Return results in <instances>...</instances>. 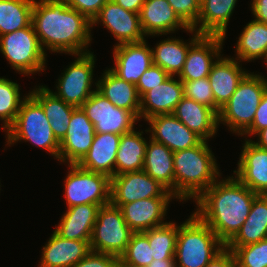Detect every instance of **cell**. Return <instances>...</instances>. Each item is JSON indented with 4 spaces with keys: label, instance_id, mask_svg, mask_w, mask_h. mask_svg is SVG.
<instances>
[{
    "label": "cell",
    "instance_id": "8fae6325",
    "mask_svg": "<svg viewBox=\"0 0 267 267\" xmlns=\"http://www.w3.org/2000/svg\"><path fill=\"white\" fill-rule=\"evenodd\" d=\"M82 110L94 124L95 133H114L122 135L134 130L140 120L133 112L118 108L95 90L82 104Z\"/></svg>",
    "mask_w": 267,
    "mask_h": 267
},
{
    "label": "cell",
    "instance_id": "60d3db41",
    "mask_svg": "<svg viewBox=\"0 0 267 267\" xmlns=\"http://www.w3.org/2000/svg\"><path fill=\"white\" fill-rule=\"evenodd\" d=\"M178 17L189 27L197 25L200 4L197 0H167Z\"/></svg>",
    "mask_w": 267,
    "mask_h": 267
},
{
    "label": "cell",
    "instance_id": "277c9868",
    "mask_svg": "<svg viewBox=\"0 0 267 267\" xmlns=\"http://www.w3.org/2000/svg\"><path fill=\"white\" fill-rule=\"evenodd\" d=\"M225 244L195 213L178 226L174 258L176 267H206Z\"/></svg>",
    "mask_w": 267,
    "mask_h": 267
},
{
    "label": "cell",
    "instance_id": "52a82bcc",
    "mask_svg": "<svg viewBox=\"0 0 267 267\" xmlns=\"http://www.w3.org/2000/svg\"><path fill=\"white\" fill-rule=\"evenodd\" d=\"M134 232L126 224L120 207L111 202L100 207L93 227L90 249L118 258L125 252Z\"/></svg>",
    "mask_w": 267,
    "mask_h": 267
},
{
    "label": "cell",
    "instance_id": "484cf974",
    "mask_svg": "<svg viewBox=\"0 0 267 267\" xmlns=\"http://www.w3.org/2000/svg\"><path fill=\"white\" fill-rule=\"evenodd\" d=\"M173 115L206 141L216 134L219 125L218 114L213 109L186 97L177 104Z\"/></svg>",
    "mask_w": 267,
    "mask_h": 267
},
{
    "label": "cell",
    "instance_id": "d4e9b609",
    "mask_svg": "<svg viewBox=\"0 0 267 267\" xmlns=\"http://www.w3.org/2000/svg\"><path fill=\"white\" fill-rule=\"evenodd\" d=\"M100 207L95 204L69 207L55 232L64 239L90 241Z\"/></svg>",
    "mask_w": 267,
    "mask_h": 267
},
{
    "label": "cell",
    "instance_id": "e575fe53",
    "mask_svg": "<svg viewBox=\"0 0 267 267\" xmlns=\"http://www.w3.org/2000/svg\"><path fill=\"white\" fill-rule=\"evenodd\" d=\"M34 0H0V36L32 24Z\"/></svg>",
    "mask_w": 267,
    "mask_h": 267
},
{
    "label": "cell",
    "instance_id": "44dd1931",
    "mask_svg": "<svg viewBox=\"0 0 267 267\" xmlns=\"http://www.w3.org/2000/svg\"><path fill=\"white\" fill-rule=\"evenodd\" d=\"M247 73L239 66L237 59L217 58L208 76L214 96V111L217 114Z\"/></svg>",
    "mask_w": 267,
    "mask_h": 267
},
{
    "label": "cell",
    "instance_id": "2e32d148",
    "mask_svg": "<svg viewBox=\"0 0 267 267\" xmlns=\"http://www.w3.org/2000/svg\"><path fill=\"white\" fill-rule=\"evenodd\" d=\"M146 40L115 45V67L110 70L120 79L137 85L142 74L153 64L152 49Z\"/></svg>",
    "mask_w": 267,
    "mask_h": 267
},
{
    "label": "cell",
    "instance_id": "f35d334b",
    "mask_svg": "<svg viewBox=\"0 0 267 267\" xmlns=\"http://www.w3.org/2000/svg\"><path fill=\"white\" fill-rule=\"evenodd\" d=\"M234 252L237 267H267V238L241 247H227Z\"/></svg>",
    "mask_w": 267,
    "mask_h": 267
},
{
    "label": "cell",
    "instance_id": "7dc6e473",
    "mask_svg": "<svg viewBox=\"0 0 267 267\" xmlns=\"http://www.w3.org/2000/svg\"><path fill=\"white\" fill-rule=\"evenodd\" d=\"M251 6L255 20L267 24V0H253Z\"/></svg>",
    "mask_w": 267,
    "mask_h": 267
},
{
    "label": "cell",
    "instance_id": "9a60e30c",
    "mask_svg": "<svg viewBox=\"0 0 267 267\" xmlns=\"http://www.w3.org/2000/svg\"><path fill=\"white\" fill-rule=\"evenodd\" d=\"M224 36L201 35L190 47L186 55L185 63L180 72L181 81H193L209 76L211 68L219 58Z\"/></svg>",
    "mask_w": 267,
    "mask_h": 267
},
{
    "label": "cell",
    "instance_id": "e0dca14e",
    "mask_svg": "<svg viewBox=\"0 0 267 267\" xmlns=\"http://www.w3.org/2000/svg\"><path fill=\"white\" fill-rule=\"evenodd\" d=\"M146 120L152 128L146 130L152 133L151 139L164 144L173 152L194 147L203 140L173 114H159Z\"/></svg>",
    "mask_w": 267,
    "mask_h": 267
},
{
    "label": "cell",
    "instance_id": "603a6c76",
    "mask_svg": "<svg viewBox=\"0 0 267 267\" xmlns=\"http://www.w3.org/2000/svg\"><path fill=\"white\" fill-rule=\"evenodd\" d=\"M121 135L114 133H95L88 153L78 165L88 171L115 176V160Z\"/></svg>",
    "mask_w": 267,
    "mask_h": 267
},
{
    "label": "cell",
    "instance_id": "bcb514c9",
    "mask_svg": "<svg viewBox=\"0 0 267 267\" xmlns=\"http://www.w3.org/2000/svg\"><path fill=\"white\" fill-rule=\"evenodd\" d=\"M206 267H237L234 252L225 246Z\"/></svg>",
    "mask_w": 267,
    "mask_h": 267
},
{
    "label": "cell",
    "instance_id": "4fadbf2b",
    "mask_svg": "<svg viewBox=\"0 0 267 267\" xmlns=\"http://www.w3.org/2000/svg\"><path fill=\"white\" fill-rule=\"evenodd\" d=\"M94 136V124L82 108L77 107L72 113L66 135L60 141L59 160L68 161V165L78 164L88 153Z\"/></svg>",
    "mask_w": 267,
    "mask_h": 267
},
{
    "label": "cell",
    "instance_id": "836d02e7",
    "mask_svg": "<svg viewBox=\"0 0 267 267\" xmlns=\"http://www.w3.org/2000/svg\"><path fill=\"white\" fill-rule=\"evenodd\" d=\"M236 52L237 60L251 61L263 57L267 63V24L255 19L249 22L240 34Z\"/></svg>",
    "mask_w": 267,
    "mask_h": 267
},
{
    "label": "cell",
    "instance_id": "f5cc1de1",
    "mask_svg": "<svg viewBox=\"0 0 267 267\" xmlns=\"http://www.w3.org/2000/svg\"><path fill=\"white\" fill-rule=\"evenodd\" d=\"M203 1H204V0H197V2H198L199 4H201Z\"/></svg>",
    "mask_w": 267,
    "mask_h": 267
},
{
    "label": "cell",
    "instance_id": "d590c367",
    "mask_svg": "<svg viewBox=\"0 0 267 267\" xmlns=\"http://www.w3.org/2000/svg\"><path fill=\"white\" fill-rule=\"evenodd\" d=\"M152 248L153 259H175L178 225L172 222L144 231Z\"/></svg>",
    "mask_w": 267,
    "mask_h": 267
},
{
    "label": "cell",
    "instance_id": "ffe728a7",
    "mask_svg": "<svg viewBox=\"0 0 267 267\" xmlns=\"http://www.w3.org/2000/svg\"><path fill=\"white\" fill-rule=\"evenodd\" d=\"M172 198H147L123 204L120 208L133 232H144L165 224L164 216Z\"/></svg>",
    "mask_w": 267,
    "mask_h": 267
},
{
    "label": "cell",
    "instance_id": "8992f818",
    "mask_svg": "<svg viewBox=\"0 0 267 267\" xmlns=\"http://www.w3.org/2000/svg\"><path fill=\"white\" fill-rule=\"evenodd\" d=\"M6 133L8 145L19 140L30 141L59 160L60 142L54 136L42 106L29 93L24 97L14 123Z\"/></svg>",
    "mask_w": 267,
    "mask_h": 267
},
{
    "label": "cell",
    "instance_id": "3957f363",
    "mask_svg": "<svg viewBox=\"0 0 267 267\" xmlns=\"http://www.w3.org/2000/svg\"><path fill=\"white\" fill-rule=\"evenodd\" d=\"M174 196L181 200H195L207 190L217 176L218 166L207 141L173 153Z\"/></svg>",
    "mask_w": 267,
    "mask_h": 267
},
{
    "label": "cell",
    "instance_id": "8d00e7d4",
    "mask_svg": "<svg viewBox=\"0 0 267 267\" xmlns=\"http://www.w3.org/2000/svg\"><path fill=\"white\" fill-rule=\"evenodd\" d=\"M24 99L20 98L19 84L4 77L0 78V119L3 129H8L15 121Z\"/></svg>",
    "mask_w": 267,
    "mask_h": 267
},
{
    "label": "cell",
    "instance_id": "ee69618b",
    "mask_svg": "<svg viewBox=\"0 0 267 267\" xmlns=\"http://www.w3.org/2000/svg\"><path fill=\"white\" fill-rule=\"evenodd\" d=\"M71 8L82 13L90 22L109 0H64Z\"/></svg>",
    "mask_w": 267,
    "mask_h": 267
},
{
    "label": "cell",
    "instance_id": "5bb4252c",
    "mask_svg": "<svg viewBox=\"0 0 267 267\" xmlns=\"http://www.w3.org/2000/svg\"><path fill=\"white\" fill-rule=\"evenodd\" d=\"M102 22L119 41L118 44L138 43L145 40L138 13L123 9L113 0H109L93 19L91 25Z\"/></svg>",
    "mask_w": 267,
    "mask_h": 267
},
{
    "label": "cell",
    "instance_id": "7a4b0ae2",
    "mask_svg": "<svg viewBox=\"0 0 267 267\" xmlns=\"http://www.w3.org/2000/svg\"><path fill=\"white\" fill-rule=\"evenodd\" d=\"M258 195L236 177L214 182L196 200L194 212L226 245L240 230Z\"/></svg>",
    "mask_w": 267,
    "mask_h": 267
},
{
    "label": "cell",
    "instance_id": "d6986e66",
    "mask_svg": "<svg viewBox=\"0 0 267 267\" xmlns=\"http://www.w3.org/2000/svg\"><path fill=\"white\" fill-rule=\"evenodd\" d=\"M139 15L145 36L168 34L179 27L194 32L178 17L167 0H145Z\"/></svg>",
    "mask_w": 267,
    "mask_h": 267
},
{
    "label": "cell",
    "instance_id": "f1b7e54d",
    "mask_svg": "<svg viewBox=\"0 0 267 267\" xmlns=\"http://www.w3.org/2000/svg\"><path fill=\"white\" fill-rule=\"evenodd\" d=\"M147 143L143 170L174 195L173 151L152 139Z\"/></svg>",
    "mask_w": 267,
    "mask_h": 267
},
{
    "label": "cell",
    "instance_id": "cb8c5ba5",
    "mask_svg": "<svg viewBox=\"0 0 267 267\" xmlns=\"http://www.w3.org/2000/svg\"><path fill=\"white\" fill-rule=\"evenodd\" d=\"M90 251V241L64 239L54 231L43 247L39 267H72Z\"/></svg>",
    "mask_w": 267,
    "mask_h": 267
},
{
    "label": "cell",
    "instance_id": "b9f144b4",
    "mask_svg": "<svg viewBox=\"0 0 267 267\" xmlns=\"http://www.w3.org/2000/svg\"><path fill=\"white\" fill-rule=\"evenodd\" d=\"M170 75L158 65L152 64L140 77L136 85L138 94L142 97L148 90L162 84Z\"/></svg>",
    "mask_w": 267,
    "mask_h": 267
},
{
    "label": "cell",
    "instance_id": "681fc988",
    "mask_svg": "<svg viewBox=\"0 0 267 267\" xmlns=\"http://www.w3.org/2000/svg\"><path fill=\"white\" fill-rule=\"evenodd\" d=\"M176 260L177 259H154L146 267H176Z\"/></svg>",
    "mask_w": 267,
    "mask_h": 267
},
{
    "label": "cell",
    "instance_id": "7bdbcfd3",
    "mask_svg": "<svg viewBox=\"0 0 267 267\" xmlns=\"http://www.w3.org/2000/svg\"><path fill=\"white\" fill-rule=\"evenodd\" d=\"M118 261L117 256L90 251L72 267H117Z\"/></svg>",
    "mask_w": 267,
    "mask_h": 267
},
{
    "label": "cell",
    "instance_id": "816d5d0a",
    "mask_svg": "<svg viewBox=\"0 0 267 267\" xmlns=\"http://www.w3.org/2000/svg\"><path fill=\"white\" fill-rule=\"evenodd\" d=\"M117 267H141V266H137V265H133L129 263H118Z\"/></svg>",
    "mask_w": 267,
    "mask_h": 267
},
{
    "label": "cell",
    "instance_id": "f6af8a7d",
    "mask_svg": "<svg viewBox=\"0 0 267 267\" xmlns=\"http://www.w3.org/2000/svg\"><path fill=\"white\" fill-rule=\"evenodd\" d=\"M267 127V90L262 96L259 106L255 112L252 125L243 133L246 134H256L258 131Z\"/></svg>",
    "mask_w": 267,
    "mask_h": 267
},
{
    "label": "cell",
    "instance_id": "d6a6232c",
    "mask_svg": "<svg viewBox=\"0 0 267 267\" xmlns=\"http://www.w3.org/2000/svg\"><path fill=\"white\" fill-rule=\"evenodd\" d=\"M201 36L198 32L194 34L189 44L180 39L172 38L161 41L152 50L153 64L164 69L170 76L180 74L183 69L189 47Z\"/></svg>",
    "mask_w": 267,
    "mask_h": 267
},
{
    "label": "cell",
    "instance_id": "9c48e42d",
    "mask_svg": "<svg viewBox=\"0 0 267 267\" xmlns=\"http://www.w3.org/2000/svg\"><path fill=\"white\" fill-rule=\"evenodd\" d=\"M71 169L65 179V198L68 208L75 205L110 203L111 178L101 173L70 164Z\"/></svg>",
    "mask_w": 267,
    "mask_h": 267
},
{
    "label": "cell",
    "instance_id": "c3c4849f",
    "mask_svg": "<svg viewBox=\"0 0 267 267\" xmlns=\"http://www.w3.org/2000/svg\"><path fill=\"white\" fill-rule=\"evenodd\" d=\"M113 1L116 2L123 9L139 14L145 0H113Z\"/></svg>",
    "mask_w": 267,
    "mask_h": 267
},
{
    "label": "cell",
    "instance_id": "6da1fadb",
    "mask_svg": "<svg viewBox=\"0 0 267 267\" xmlns=\"http://www.w3.org/2000/svg\"><path fill=\"white\" fill-rule=\"evenodd\" d=\"M32 24L43 51L46 46L52 52H89L91 22L64 0H34Z\"/></svg>",
    "mask_w": 267,
    "mask_h": 267
},
{
    "label": "cell",
    "instance_id": "4316f807",
    "mask_svg": "<svg viewBox=\"0 0 267 267\" xmlns=\"http://www.w3.org/2000/svg\"><path fill=\"white\" fill-rule=\"evenodd\" d=\"M96 87V90L113 105L131 111L139 118L141 97L135 84L120 79L108 69L96 83Z\"/></svg>",
    "mask_w": 267,
    "mask_h": 267
},
{
    "label": "cell",
    "instance_id": "f907efd6",
    "mask_svg": "<svg viewBox=\"0 0 267 267\" xmlns=\"http://www.w3.org/2000/svg\"><path fill=\"white\" fill-rule=\"evenodd\" d=\"M255 135H258L259 141L258 142L252 141V143H254L256 146L262 149L267 150V127L258 131Z\"/></svg>",
    "mask_w": 267,
    "mask_h": 267
},
{
    "label": "cell",
    "instance_id": "f546056e",
    "mask_svg": "<svg viewBox=\"0 0 267 267\" xmlns=\"http://www.w3.org/2000/svg\"><path fill=\"white\" fill-rule=\"evenodd\" d=\"M237 0H204L200 4L197 25L192 29L201 35H226L229 18ZM201 23L198 27V24Z\"/></svg>",
    "mask_w": 267,
    "mask_h": 267
},
{
    "label": "cell",
    "instance_id": "4dcf8cb0",
    "mask_svg": "<svg viewBox=\"0 0 267 267\" xmlns=\"http://www.w3.org/2000/svg\"><path fill=\"white\" fill-rule=\"evenodd\" d=\"M267 238V195H258L237 234L225 245L241 247Z\"/></svg>",
    "mask_w": 267,
    "mask_h": 267
},
{
    "label": "cell",
    "instance_id": "30bf717a",
    "mask_svg": "<svg viewBox=\"0 0 267 267\" xmlns=\"http://www.w3.org/2000/svg\"><path fill=\"white\" fill-rule=\"evenodd\" d=\"M170 191L144 170L127 172L111 178L110 202L117 207L147 198H173Z\"/></svg>",
    "mask_w": 267,
    "mask_h": 267
},
{
    "label": "cell",
    "instance_id": "7402d4cb",
    "mask_svg": "<svg viewBox=\"0 0 267 267\" xmlns=\"http://www.w3.org/2000/svg\"><path fill=\"white\" fill-rule=\"evenodd\" d=\"M170 76L162 84L148 90L141 97L139 118L148 119L159 114H173L184 97L183 83Z\"/></svg>",
    "mask_w": 267,
    "mask_h": 267
},
{
    "label": "cell",
    "instance_id": "5b68a950",
    "mask_svg": "<svg viewBox=\"0 0 267 267\" xmlns=\"http://www.w3.org/2000/svg\"><path fill=\"white\" fill-rule=\"evenodd\" d=\"M266 90L267 80L264 77L247 73L230 99L220 108L218 123L227 124L231 131L242 136L252 125L255 112Z\"/></svg>",
    "mask_w": 267,
    "mask_h": 267
},
{
    "label": "cell",
    "instance_id": "1f68e13d",
    "mask_svg": "<svg viewBox=\"0 0 267 267\" xmlns=\"http://www.w3.org/2000/svg\"><path fill=\"white\" fill-rule=\"evenodd\" d=\"M143 132L132 130L121 135L115 160V175L143 170L147 142Z\"/></svg>",
    "mask_w": 267,
    "mask_h": 267
},
{
    "label": "cell",
    "instance_id": "ba28073f",
    "mask_svg": "<svg viewBox=\"0 0 267 267\" xmlns=\"http://www.w3.org/2000/svg\"><path fill=\"white\" fill-rule=\"evenodd\" d=\"M0 51L20 73L29 75L44 70L46 53L33 24L0 36Z\"/></svg>",
    "mask_w": 267,
    "mask_h": 267
},
{
    "label": "cell",
    "instance_id": "ab89813d",
    "mask_svg": "<svg viewBox=\"0 0 267 267\" xmlns=\"http://www.w3.org/2000/svg\"><path fill=\"white\" fill-rule=\"evenodd\" d=\"M184 97L214 110V96L208 77L193 81H182Z\"/></svg>",
    "mask_w": 267,
    "mask_h": 267
},
{
    "label": "cell",
    "instance_id": "7c38bea8",
    "mask_svg": "<svg viewBox=\"0 0 267 267\" xmlns=\"http://www.w3.org/2000/svg\"><path fill=\"white\" fill-rule=\"evenodd\" d=\"M78 58L58 79L57 92L54 94L75 107L82 104L95 90H91L95 57L93 53L78 54Z\"/></svg>",
    "mask_w": 267,
    "mask_h": 267
},
{
    "label": "cell",
    "instance_id": "74e56055",
    "mask_svg": "<svg viewBox=\"0 0 267 267\" xmlns=\"http://www.w3.org/2000/svg\"><path fill=\"white\" fill-rule=\"evenodd\" d=\"M153 260L148 236L144 232H134L125 252L119 257L118 263H129L146 267Z\"/></svg>",
    "mask_w": 267,
    "mask_h": 267
},
{
    "label": "cell",
    "instance_id": "ac0fdd59",
    "mask_svg": "<svg viewBox=\"0 0 267 267\" xmlns=\"http://www.w3.org/2000/svg\"><path fill=\"white\" fill-rule=\"evenodd\" d=\"M236 178L257 195H267V150L246 140L243 145Z\"/></svg>",
    "mask_w": 267,
    "mask_h": 267
},
{
    "label": "cell",
    "instance_id": "83f0119b",
    "mask_svg": "<svg viewBox=\"0 0 267 267\" xmlns=\"http://www.w3.org/2000/svg\"><path fill=\"white\" fill-rule=\"evenodd\" d=\"M43 108L54 136L60 142L66 135L73 111L77 108L57 97L46 86L29 93Z\"/></svg>",
    "mask_w": 267,
    "mask_h": 267
}]
</instances>
